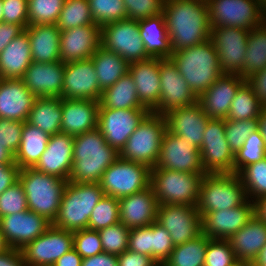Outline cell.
<instances>
[{
    "label": "cell",
    "mask_w": 266,
    "mask_h": 266,
    "mask_svg": "<svg viewBox=\"0 0 266 266\" xmlns=\"http://www.w3.org/2000/svg\"><path fill=\"white\" fill-rule=\"evenodd\" d=\"M166 130L180 136L198 149L203 143V134L210 119L198 102L194 105L171 109L164 115Z\"/></svg>",
    "instance_id": "cell-22"
},
{
    "label": "cell",
    "mask_w": 266,
    "mask_h": 266,
    "mask_svg": "<svg viewBox=\"0 0 266 266\" xmlns=\"http://www.w3.org/2000/svg\"><path fill=\"white\" fill-rule=\"evenodd\" d=\"M261 5H262V8L266 11V0H259Z\"/></svg>",
    "instance_id": "cell-73"
},
{
    "label": "cell",
    "mask_w": 266,
    "mask_h": 266,
    "mask_svg": "<svg viewBox=\"0 0 266 266\" xmlns=\"http://www.w3.org/2000/svg\"><path fill=\"white\" fill-rule=\"evenodd\" d=\"M153 168L205 173L201 163L200 150L167 130L162 138L159 157Z\"/></svg>",
    "instance_id": "cell-17"
},
{
    "label": "cell",
    "mask_w": 266,
    "mask_h": 266,
    "mask_svg": "<svg viewBox=\"0 0 266 266\" xmlns=\"http://www.w3.org/2000/svg\"><path fill=\"white\" fill-rule=\"evenodd\" d=\"M237 175L245 187L248 199L250 197L257 201L266 196V157L244 167Z\"/></svg>",
    "instance_id": "cell-43"
},
{
    "label": "cell",
    "mask_w": 266,
    "mask_h": 266,
    "mask_svg": "<svg viewBox=\"0 0 266 266\" xmlns=\"http://www.w3.org/2000/svg\"><path fill=\"white\" fill-rule=\"evenodd\" d=\"M61 103V97H37L26 122L49 135L61 133Z\"/></svg>",
    "instance_id": "cell-35"
},
{
    "label": "cell",
    "mask_w": 266,
    "mask_h": 266,
    "mask_svg": "<svg viewBox=\"0 0 266 266\" xmlns=\"http://www.w3.org/2000/svg\"><path fill=\"white\" fill-rule=\"evenodd\" d=\"M0 266H27L21 250L8 248L0 254Z\"/></svg>",
    "instance_id": "cell-62"
},
{
    "label": "cell",
    "mask_w": 266,
    "mask_h": 266,
    "mask_svg": "<svg viewBox=\"0 0 266 266\" xmlns=\"http://www.w3.org/2000/svg\"><path fill=\"white\" fill-rule=\"evenodd\" d=\"M127 18L142 20L162 13L164 0H123Z\"/></svg>",
    "instance_id": "cell-54"
},
{
    "label": "cell",
    "mask_w": 266,
    "mask_h": 266,
    "mask_svg": "<svg viewBox=\"0 0 266 266\" xmlns=\"http://www.w3.org/2000/svg\"><path fill=\"white\" fill-rule=\"evenodd\" d=\"M128 250L152 257V224L130 229Z\"/></svg>",
    "instance_id": "cell-56"
},
{
    "label": "cell",
    "mask_w": 266,
    "mask_h": 266,
    "mask_svg": "<svg viewBox=\"0 0 266 266\" xmlns=\"http://www.w3.org/2000/svg\"><path fill=\"white\" fill-rule=\"evenodd\" d=\"M246 82L252 87L258 100L266 108V67L249 76Z\"/></svg>",
    "instance_id": "cell-59"
},
{
    "label": "cell",
    "mask_w": 266,
    "mask_h": 266,
    "mask_svg": "<svg viewBox=\"0 0 266 266\" xmlns=\"http://www.w3.org/2000/svg\"><path fill=\"white\" fill-rule=\"evenodd\" d=\"M255 203V214L266 222V196L260 198Z\"/></svg>",
    "instance_id": "cell-66"
},
{
    "label": "cell",
    "mask_w": 266,
    "mask_h": 266,
    "mask_svg": "<svg viewBox=\"0 0 266 266\" xmlns=\"http://www.w3.org/2000/svg\"><path fill=\"white\" fill-rule=\"evenodd\" d=\"M51 222L30 210L9 214L0 218V230L9 248L21 250L42 235Z\"/></svg>",
    "instance_id": "cell-19"
},
{
    "label": "cell",
    "mask_w": 266,
    "mask_h": 266,
    "mask_svg": "<svg viewBox=\"0 0 266 266\" xmlns=\"http://www.w3.org/2000/svg\"><path fill=\"white\" fill-rule=\"evenodd\" d=\"M118 158L119 153L105 141L98 128L74 136L73 167L68 181L99 183L103 172Z\"/></svg>",
    "instance_id": "cell-2"
},
{
    "label": "cell",
    "mask_w": 266,
    "mask_h": 266,
    "mask_svg": "<svg viewBox=\"0 0 266 266\" xmlns=\"http://www.w3.org/2000/svg\"><path fill=\"white\" fill-rule=\"evenodd\" d=\"M82 260L83 258L74 249H71L52 266H82Z\"/></svg>",
    "instance_id": "cell-64"
},
{
    "label": "cell",
    "mask_w": 266,
    "mask_h": 266,
    "mask_svg": "<svg viewBox=\"0 0 266 266\" xmlns=\"http://www.w3.org/2000/svg\"><path fill=\"white\" fill-rule=\"evenodd\" d=\"M100 106L111 109H147L140 103L135 82L129 72L102 91Z\"/></svg>",
    "instance_id": "cell-37"
},
{
    "label": "cell",
    "mask_w": 266,
    "mask_h": 266,
    "mask_svg": "<svg viewBox=\"0 0 266 266\" xmlns=\"http://www.w3.org/2000/svg\"><path fill=\"white\" fill-rule=\"evenodd\" d=\"M151 168L120 157L104 172L99 182L104 195L122 198L150 187Z\"/></svg>",
    "instance_id": "cell-9"
},
{
    "label": "cell",
    "mask_w": 266,
    "mask_h": 266,
    "mask_svg": "<svg viewBox=\"0 0 266 266\" xmlns=\"http://www.w3.org/2000/svg\"><path fill=\"white\" fill-rule=\"evenodd\" d=\"M99 106V101L62 98L61 133L74 137L96 129Z\"/></svg>",
    "instance_id": "cell-29"
},
{
    "label": "cell",
    "mask_w": 266,
    "mask_h": 266,
    "mask_svg": "<svg viewBox=\"0 0 266 266\" xmlns=\"http://www.w3.org/2000/svg\"><path fill=\"white\" fill-rule=\"evenodd\" d=\"M101 94L91 58L65 64L62 98L100 101Z\"/></svg>",
    "instance_id": "cell-20"
},
{
    "label": "cell",
    "mask_w": 266,
    "mask_h": 266,
    "mask_svg": "<svg viewBox=\"0 0 266 266\" xmlns=\"http://www.w3.org/2000/svg\"><path fill=\"white\" fill-rule=\"evenodd\" d=\"M24 122L0 118V145L7 147L14 155L21 144Z\"/></svg>",
    "instance_id": "cell-55"
},
{
    "label": "cell",
    "mask_w": 266,
    "mask_h": 266,
    "mask_svg": "<svg viewBox=\"0 0 266 266\" xmlns=\"http://www.w3.org/2000/svg\"><path fill=\"white\" fill-rule=\"evenodd\" d=\"M20 168L16 164H0V194L18 181Z\"/></svg>",
    "instance_id": "cell-60"
},
{
    "label": "cell",
    "mask_w": 266,
    "mask_h": 266,
    "mask_svg": "<svg viewBox=\"0 0 266 266\" xmlns=\"http://www.w3.org/2000/svg\"><path fill=\"white\" fill-rule=\"evenodd\" d=\"M156 221L169 231L175 246L202 234L201 216L196 206L158 205Z\"/></svg>",
    "instance_id": "cell-16"
},
{
    "label": "cell",
    "mask_w": 266,
    "mask_h": 266,
    "mask_svg": "<svg viewBox=\"0 0 266 266\" xmlns=\"http://www.w3.org/2000/svg\"><path fill=\"white\" fill-rule=\"evenodd\" d=\"M0 164H16L15 155L7 147H3V145H0Z\"/></svg>",
    "instance_id": "cell-65"
},
{
    "label": "cell",
    "mask_w": 266,
    "mask_h": 266,
    "mask_svg": "<svg viewBox=\"0 0 266 266\" xmlns=\"http://www.w3.org/2000/svg\"><path fill=\"white\" fill-rule=\"evenodd\" d=\"M50 135L24 122L21 144L15 154V163L20 168H33L47 148Z\"/></svg>",
    "instance_id": "cell-36"
},
{
    "label": "cell",
    "mask_w": 266,
    "mask_h": 266,
    "mask_svg": "<svg viewBox=\"0 0 266 266\" xmlns=\"http://www.w3.org/2000/svg\"><path fill=\"white\" fill-rule=\"evenodd\" d=\"M91 59L102 91L115 84L129 71V63L126 60L103 46L95 51Z\"/></svg>",
    "instance_id": "cell-38"
},
{
    "label": "cell",
    "mask_w": 266,
    "mask_h": 266,
    "mask_svg": "<svg viewBox=\"0 0 266 266\" xmlns=\"http://www.w3.org/2000/svg\"><path fill=\"white\" fill-rule=\"evenodd\" d=\"M150 113L148 109H111L99 107L97 128L105 141L118 153L129 136Z\"/></svg>",
    "instance_id": "cell-13"
},
{
    "label": "cell",
    "mask_w": 266,
    "mask_h": 266,
    "mask_svg": "<svg viewBox=\"0 0 266 266\" xmlns=\"http://www.w3.org/2000/svg\"><path fill=\"white\" fill-rule=\"evenodd\" d=\"M18 180L26 195L28 210L53 223L57 218L61 197L68 181L34 168L20 169Z\"/></svg>",
    "instance_id": "cell-5"
},
{
    "label": "cell",
    "mask_w": 266,
    "mask_h": 266,
    "mask_svg": "<svg viewBox=\"0 0 266 266\" xmlns=\"http://www.w3.org/2000/svg\"><path fill=\"white\" fill-rule=\"evenodd\" d=\"M264 109L252 87L245 82L234 96L226 120L257 119Z\"/></svg>",
    "instance_id": "cell-41"
},
{
    "label": "cell",
    "mask_w": 266,
    "mask_h": 266,
    "mask_svg": "<svg viewBox=\"0 0 266 266\" xmlns=\"http://www.w3.org/2000/svg\"><path fill=\"white\" fill-rule=\"evenodd\" d=\"M255 266H266V261H255Z\"/></svg>",
    "instance_id": "cell-72"
},
{
    "label": "cell",
    "mask_w": 266,
    "mask_h": 266,
    "mask_svg": "<svg viewBox=\"0 0 266 266\" xmlns=\"http://www.w3.org/2000/svg\"><path fill=\"white\" fill-rule=\"evenodd\" d=\"M165 132L164 116L150 112L129 136L119 157L127 161L146 164L150 168L155 167Z\"/></svg>",
    "instance_id": "cell-8"
},
{
    "label": "cell",
    "mask_w": 266,
    "mask_h": 266,
    "mask_svg": "<svg viewBox=\"0 0 266 266\" xmlns=\"http://www.w3.org/2000/svg\"><path fill=\"white\" fill-rule=\"evenodd\" d=\"M25 29L18 24L0 23V53L17 36L23 33Z\"/></svg>",
    "instance_id": "cell-61"
},
{
    "label": "cell",
    "mask_w": 266,
    "mask_h": 266,
    "mask_svg": "<svg viewBox=\"0 0 266 266\" xmlns=\"http://www.w3.org/2000/svg\"><path fill=\"white\" fill-rule=\"evenodd\" d=\"M94 23L102 27L127 18L123 0H88Z\"/></svg>",
    "instance_id": "cell-47"
},
{
    "label": "cell",
    "mask_w": 266,
    "mask_h": 266,
    "mask_svg": "<svg viewBox=\"0 0 266 266\" xmlns=\"http://www.w3.org/2000/svg\"><path fill=\"white\" fill-rule=\"evenodd\" d=\"M65 64L61 61L32 62L25 71L23 83L36 97H61Z\"/></svg>",
    "instance_id": "cell-26"
},
{
    "label": "cell",
    "mask_w": 266,
    "mask_h": 266,
    "mask_svg": "<svg viewBox=\"0 0 266 266\" xmlns=\"http://www.w3.org/2000/svg\"><path fill=\"white\" fill-rule=\"evenodd\" d=\"M73 249V232L51 226L21 249L27 266H52Z\"/></svg>",
    "instance_id": "cell-15"
},
{
    "label": "cell",
    "mask_w": 266,
    "mask_h": 266,
    "mask_svg": "<svg viewBox=\"0 0 266 266\" xmlns=\"http://www.w3.org/2000/svg\"><path fill=\"white\" fill-rule=\"evenodd\" d=\"M254 214L255 203L252 199L235 208L206 213L201 217L202 233L212 239H229L247 224Z\"/></svg>",
    "instance_id": "cell-21"
},
{
    "label": "cell",
    "mask_w": 266,
    "mask_h": 266,
    "mask_svg": "<svg viewBox=\"0 0 266 266\" xmlns=\"http://www.w3.org/2000/svg\"><path fill=\"white\" fill-rule=\"evenodd\" d=\"M245 82L240 75L223 74L197 98V102L210 119H226L234 96Z\"/></svg>",
    "instance_id": "cell-24"
},
{
    "label": "cell",
    "mask_w": 266,
    "mask_h": 266,
    "mask_svg": "<svg viewBox=\"0 0 266 266\" xmlns=\"http://www.w3.org/2000/svg\"><path fill=\"white\" fill-rule=\"evenodd\" d=\"M82 266H118L117 255L102 252L82 260Z\"/></svg>",
    "instance_id": "cell-63"
},
{
    "label": "cell",
    "mask_w": 266,
    "mask_h": 266,
    "mask_svg": "<svg viewBox=\"0 0 266 266\" xmlns=\"http://www.w3.org/2000/svg\"><path fill=\"white\" fill-rule=\"evenodd\" d=\"M211 27H237L250 30L265 21L259 0H209Z\"/></svg>",
    "instance_id": "cell-10"
},
{
    "label": "cell",
    "mask_w": 266,
    "mask_h": 266,
    "mask_svg": "<svg viewBox=\"0 0 266 266\" xmlns=\"http://www.w3.org/2000/svg\"><path fill=\"white\" fill-rule=\"evenodd\" d=\"M65 0H28V25L56 24Z\"/></svg>",
    "instance_id": "cell-46"
},
{
    "label": "cell",
    "mask_w": 266,
    "mask_h": 266,
    "mask_svg": "<svg viewBox=\"0 0 266 266\" xmlns=\"http://www.w3.org/2000/svg\"><path fill=\"white\" fill-rule=\"evenodd\" d=\"M101 46V27L97 24L61 31L60 61L64 64L90 59Z\"/></svg>",
    "instance_id": "cell-23"
},
{
    "label": "cell",
    "mask_w": 266,
    "mask_h": 266,
    "mask_svg": "<svg viewBox=\"0 0 266 266\" xmlns=\"http://www.w3.org/2000/svg\"><path fill=\"white\" fill-rule=\"evenodd\" d=\"M73 144L74 137L69 134L50 135L46 150L33 168L68 181L73 167Z\"/></svg>",
    "instance_id": "cell-25"
},
{
    "label": "cell",
    "mask_w": 266,
    "mask_h": 266,
    "mask_svg": "<svg viewBox=\"0 0 266 266\" xmlns=\"http://www.w3.org/2000/svg\"><path fill=\"white\" fill-rule=\"evenodd\" d=\"M140 37L150 58L169 59L173 53L164 14L138 20Z\"/></svg>",
    "instance_id": "cell-34"
},
{
    "label": "cell",
    "mask_w": 266,
    "mask_h": 266,
    "mask_svg": "<svg viewBox=\"0 0 266 266\" xmlns=\"http://www.w3.org/2000/svg\"><path fill=\"white\" fill-rule=\"evenodd\" d=\"M200 150L205 174L234 173L235 154L225 136V119H209Z\"/></svg>",
    "instance_id": "cell-11"
},
{
    "label": "cell",
    "mask_w": 266,
    "mask_h": 266,
    "mask_svg": "<svg viewBox=\"0 0 266 266\" xmlns=\"http://www.w3.org/2000/svg\"><path fill=\"white\" fill-rule=\"evenodd\" d=\"M73 249L83 259L102 253L99 232L88 228L73 231Z\"/></svg>",
    "instance_id": "cell-52"
},
{
    "label": "cell",
    "mask_w": 266,
    "mask_h": 266,
    "mask_svg": "<svg viewBox=\"0 0 266 266\" xmlns=\"http://www.w3.org/2000/svg\"><path fill=\"white\" fill-rule=\"evenodd\" d=\"M205 173L178 172L151 168L150 186L159 205L179 204L197 206L200 184Z\"/></svg>",
    "instance_id": "cell-6"
},
{
    "label": "cell",
    "mask_w": 266,
    "mask_h": 266,
    "mask_svg": "<svg viewBox=\"0 0 266 266\" xmlns=\"http://www.w3.org/2000/svg\"><path fill=\"white\" fill-rule=\"evenodd\" d=\"M266 157V144L258 129H255L235 154L234 173Z\"/></svg>",
    "instance_id": "cell-44"
},
{
    "label": "cell",
    "mask_w": 266,
    "mask_h": 266,
    "mask_svg": "<svg viewBox=\"0 0 266 266\" xmlns=\"http://www.w3.org/2000/svg\"><path fill=\"white\" fill-rule=\"evenodd\" d=\"M247 200L245 187L236 173L205 174L196 207L202 217L209 212L235 208Z\"/></svg>",
    "instance_id": "cell-7"
},
{
    "label": "cell",
    "mask_w": 266,
    "mask_h": 266,
    "mask_svg": "<svg viewBox=\"0 0 266 266\" xmlns=\"http://www.w3.org/2000/svg\"><path fill=\"white\" fill-rule=\"evenodd\" d=\"M255 261H266V245L263 247L258 258Z\"/></svg>",
    "instance_id": "cell-70"
},
{
    "label": "cell",
    "mask_w": 266,
    "mask_h": 266,
    "mask_svg": "<svg viewBox=\"0 0 266 266\" xmlns=\"http://www.w3.org/2000/svg\"><path fill=\"white\" fill-rule=\"evenodd\" d=\"M36 98L22 79L1 78L0 118L26 122Z\"/></svg>",
    "instance_id": "cell-27"
},
{
    "label": "cell",
    "mask_w": 266,
    "mask_h": 266,
    "mask_svg": "<svg viewBox=\"0 0 266 266\" xmlns=\"http://www.w3.org/2000/svg\"><path fill=\"white\" fill-rule=\"evenodd\" d=\"M98 232L103 252L120 255L128 250L130 229L121 222L100 229Z\"/></svg>",
    "instance_id": "cell-48"
},
{
    "label": "cell",
    "mask_w": 266,
    "mask_h": 266,
    "mask_svg": "<svg viewBox=\"0 0 266 266\" xmlns=\"http://www.w3.org/2000/svg\"><path fill=\"white\" fill-rule=\"evenodd\" d=\"M101 46L120 55L129 64L150 58L140 37L138 21L129 18L102 26Z\"/></svg>",
    "instance_id": "cell-12"
},
{
    "label": "cell",
    "mask_w": 266,
    "mask_h": 266,
    "mask_svg": "<svg viewBox=\"0 0 266 266\" xmlns=\"http://www.w3.org/2000/svg\"><path fill=\"white\" fill-rule=\"evenodd\" d=\"M232 266H255L253 261L237 260Z\"/></svg>",
    "instance_id": "cell-69"
},
{
    "label": "cell",
    "mask_w": 266,
    "mask_h": 266,
    "mask_svg": "<svg viewBox=\"0 0 266 266\" xmlns=\"http://www.w3.org/2000/svg\"><path fill=\"white\" fill-rule=\"evenodd\" d=\"M257 129L260 131L266 144V108L261 112L257 118Z\"/></svg>",
    "instance_id": "cell-67"
},
{
    "label": "cell",
    "mask_w": 266,
    "mask_h": 266,
    "mask_svg": "<svg viewBox=\"0 0 266 266\" xmlns=\"http://www.w3.org/2000/svg\"><path fill=\"white\" fill-rule=\"evenodd\" d=\"M237 261L228 239H210L204 266H232Z\"/></svg>",
    "instance_id": "cell-49"
},
{
    "label": "cell",
    "mask_w": 266,
    "mask_h": 266,
    "mask_svg": "<svg viewBox=\"0 0 266 266\" xmlns=\"http://www.w3.org/2000/svg\"><path fill=\"white\" fill-rule=\"evenodd\" d=\"M159 69L160 100L153 113L164 115L171 109L194 105L197 102V96L170 59H160Z\"/></svg>",
    "instance_id": "cell-18"
},
{
    "label": "cell",
    "mask_w": 266,
    "mask_h": 266,
    "mask_svg": "<svg viewBox=\"0 0 266 266\" xmlns=\"http://www.w3.org/2000/svg\"><path fill=\"white\" fill-rule=\"evenodd\" d=\"M3 22L28 26V0H2Z\"/></svg>",
    "instance_id": "cell-57"
},
{
    "label": "cell",
    "mask_w": 266,
    "mask_h": 266,
    "mask_svg": "<svg viewBox=\"0 0 266 266\" xmlns=\"http://www.w3.org/2000/svg\"><path fill=\"white\" fill-rule=\"evenodd\" d=\"M34 62L50 63L60 61V34L57 24L28 25L25 28Z\"/></svg>",
    "instance_id": "cell-32"
},
{
    "label": "cell",
    "mask_w": 266,
    "mask_h": 266,
    "mask_svg": "<svg viewBox=\"0 0 266 266\" xmlns=\"http://www.w3.org/2000/svg\"><path fill=\"white\" fill-rule=\"evenodd\" d=\"M8 248H9V246L5 242L4 237L2 235V232L0 230V254L5 252Z\"/></svg>",
    "instance_id": "cell-68"
},
{
    "label": "cell",
    "mask_w": 266,
    "mask_h": 266,
    "mask_svg": "<svg viewBox=\"0 0 266 266\" xmlns=\"http://www.w3.org/2000/svg\"><path fill=\"white\" fill-rule=\"evenodd\" d=\"M99 183H74L65 185L57 218L53 226L69 231L86 229L93 208L103 197Z\"/></svg>",
    "instance_id": "cell-4"
},
{
    "label": "cell",
    "mask_w": 266,
    "mask_h": 266,
    "mask_svg": "<svg viewBox=\"0 0 266 266\" xmlns=\"http://www.w3.org/2000/svg\"><path fill=\"white\" fill-rule=\"evenodd\" d=\"M162 13L173 52L202 44L210 39L211 24L207 2L202 0L164 1Z\"/></svg>",
    "instance_id": "cell-1"
},
{
    "label": "cell",
    "mask_w": 266,
    "mask_h": 266,
    "mask_svg": "<svg viewBox=\"0 0 266 266\" xmlns=\"http://www.w3.org/2000/svg\"><path fill=\"white\" fill-rule=\"evenodd\" d=\"M27 210L26 195L19 180L0 194V218Z\"/></svg>",
    "instance_id": "cell-51"
},
{
    "label": "cell",
    "mask_w": 266,
    "mask_h": 266,
    "mask_svg": "<svg viewBox=\"0 0 266 266\" xmlns=\"http://www.w3.org/2000/svg\"><path fill=\"white\" fill-rule=\"evenodd\" d=\"M158 201L153 188L119 199L120 222L129 229L145 227L157 220Z\"/></svg>",
    "instance_id": "cell-30"
},
{
    "label": "cell",
    "mask_w": 266,
    "mask_h": 266,
    "mask_svg": "<svg viewBox=\"0 0 266 266\" xmlns=\"http://www.w3.org/2000/svg\"><path fill=\"white\" fill-rule=\"evenodd\" d=\"M56 24L61 31L95 24L88 0H65Z\"/></svg>",
    "instance_id": "cell-42"
},
{
    "label": "cell",
    "mask_w": 266,
    "mask_h": 266,
    "mask_svg": "<svg viewBox=\"0 0 266 266\" xmlns=\"http://www.w3.org/2000/svg\"><path fill=\"white\" fill-rule=\"evenodd\" d=\"M266 67V20L249 30L245 64L239 74L247 79Z\"/></svg>",
    "instance_id": "cell-39"
},
{
    "label": "cell",
    "mask_w": 266,
    "mask_h": 266,
    "mask_svg": "<svg viewBox=\"0 0 266 266\" xmlns=\"http://www.w3.org/2000/svg\"><path fill=\"white\" fill-rule=\"evenodd\" d=\"M257 129V119L226 120L225 136L234 154L243 146L245 140Z\"/></svg>",
    "instance_id": "cell-50"
},
{
    "label": "cell",
    "mask_w": 266,
    "mask_h": 266,
    "mask_svg": "<svg viewBox=\"0 0 266 266\" xmlns=\"http://www.w3.org/2000/svg\"><path fill=\"white\" fill-rule=\"evenodd\" d=\"M249 30L237 27H211L210 40L219 57L220 68L224 74L242 72L247 51Z\"/></svg>",
    "instance_id": "cell-14"
},
{
    "label": "cell",
    "mask_w": 266,
    "mask_h": 266,
    "mask_svg": "<svg viewBox=\"0 0 266 266\" xmlns=\"http://www.w3.org/2000/svg\"><path fill=\"white\" fill-rule=\"evenodd\" d=\"M169 59L197 98L224 74L218 53L210 39L202 44L174 51Z\"/></svg>",
    "instance_id": "cell-3"
},
{
    "label": "cell",
    "mask_w": 266,
    "mask_h": 266,
    "mask_svg": "<svg viewBox=\"0 0 266 266\" xmlns=\"http://www.w3.org/2000/svg\"><path fill=\"white\" fill-rule=\"evenodd\" d=\"M237 260L253 261L266 245V222L256 214L229 239Z\"/></svg>",
    "instance_id": "cell-31"
},
{
    "label": "cell",
    "mask_w": 266,
    "mask_h": 266,
    "mask_svg": "<svg viewBox=\"0 0 266 266\" xmlns=\"http://www.w3.org/2000/svg\"><path fill=\"white\" fill-rule=\"evenodd\" d=\"M160 58H148L129 64L138 99L144 108L154 112L160 100Z\"/></svg>",
    "instance_id": "cell-28"
},
{
    "label": "cell",
    "mask_w": 266,
    "mask_h": 266,
    "mask_svg": "<svg viewBox=\"0 0 266 266\" xmlns=\"http://www.w3.org/2000/svg\"><path fill=\"white\" fill-rule=\"evenodd\" d=\"M32 62L30 41L24 31L0 53V77L21 79Z\"/></svg>",
    "instance_id": "cell-33"
},
{
    "label": "cell",
    "mask_w": 266,
    "mask_h": 266,
    "mask_svg": "<svg viewBox=\"0 0 266 266\" xmlns=\"http://www.w3.org/2000/svg\"><path fill=\"white\" fill-rule=\"evenodd\" d=\"M118 222H120L119 199L103 195L92 210L87 228L99 231Z\"/></svg>",
    "instance_id": "cell-45"
},
{
    "label": "cell",
    "mask_w": 266,
    "mask_h": 266,
    "mask_svg": "<svg viewBox=\"0 0 266 266\" xmlns=\"http://www.w3.org/2000/svg\"><path fill=\"white\" fill-rule=\"evenodd\" d=\"M3 22V3L2 0H0V23Z\"/></svg>",
    "instance_id": "cell-71"
},
{
    "label": "cell",
    "mask_w": 266,
    "mask_h": 266,
    "mask_svg": "<svg viewBox=\"0 0 266 266\" xmlns=\"http://www.w3.org/2000/svg\"><path fill=\"white\" fill-rule=\"evenodd\" d=\"M210 239L202 233L196 239L176 245L161 266H204L207 244Z\"/></svg>",
    "instance_id": "cell-40"
},
{
    "label": "cell",
    "mask_w": 266,
    "mask_h": 266,
    "mask_svg": "<svg viewBox=\"0 0 266 266\" xmlns=\"http://www.w3.org/2000/svg\"><path fill=\"white\" fill-rule=\"evenodd\" d=\"M175 245L169 231L157 221L152 223V258L161 266L169 257Z\"/></svg>",
    "instance_id": "cell-53"
},
{
    "label": "cell",
    "mask_w": 266,
    "mask_h": 266,
    "mask_svg": "<svg viewBox=\"0 0 266 266\" xmlns=\"http://www.w3.org/2000/svg\"><path fill=\"white\" fill-rule=\"evenodd\" d=\"M117 262L118 266H159L152 257L130 250L117 255Z\"/></svg>",
    "instance_id": "cell-58"
}]
</instances>
